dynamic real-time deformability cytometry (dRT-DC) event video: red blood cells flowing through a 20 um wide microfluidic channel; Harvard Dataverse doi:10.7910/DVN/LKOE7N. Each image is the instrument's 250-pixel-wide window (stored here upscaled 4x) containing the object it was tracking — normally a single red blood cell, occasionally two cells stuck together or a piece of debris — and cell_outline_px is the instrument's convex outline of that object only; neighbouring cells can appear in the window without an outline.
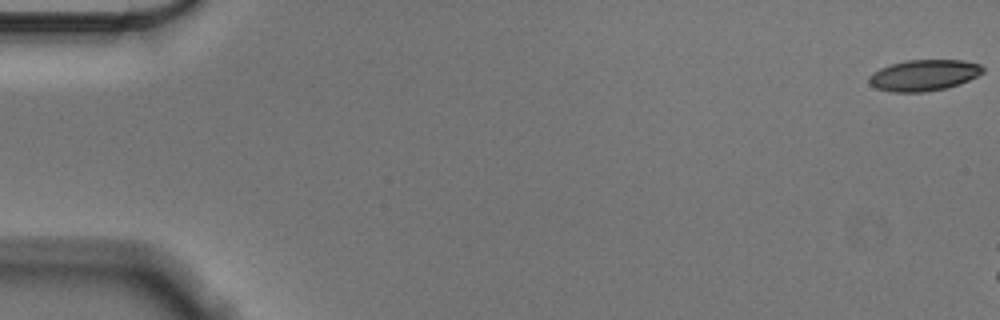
{"species": "Egyptian fruit bat (a non-hibernating species)", "species_latin": "Rousettus aegyptiacus", "temperature_condition": "cold", "stored_images_in_passage": 8, "camera_frame_rate_fps": 3000, "um_per_image_px": 0.085, "animal": {"sex": "male"}, "frame": {"image": 1, "passage_image": 1, "time_ms": 0.0, "image_size_px": [1000, 320], "cell_outline_px": [[984, 72], [960, 84], [944, 88], [924, 92], [892, 92], [876, 88], [868, 80], [872, 72], [880, 68], [892, 64], [908, 60], [964, 60], [980, 64], [984, 68]], "centroid_in_image_um": [78.54, 6.39], "position_along_channel_um": 6.5, "area_um2": 20.52}}